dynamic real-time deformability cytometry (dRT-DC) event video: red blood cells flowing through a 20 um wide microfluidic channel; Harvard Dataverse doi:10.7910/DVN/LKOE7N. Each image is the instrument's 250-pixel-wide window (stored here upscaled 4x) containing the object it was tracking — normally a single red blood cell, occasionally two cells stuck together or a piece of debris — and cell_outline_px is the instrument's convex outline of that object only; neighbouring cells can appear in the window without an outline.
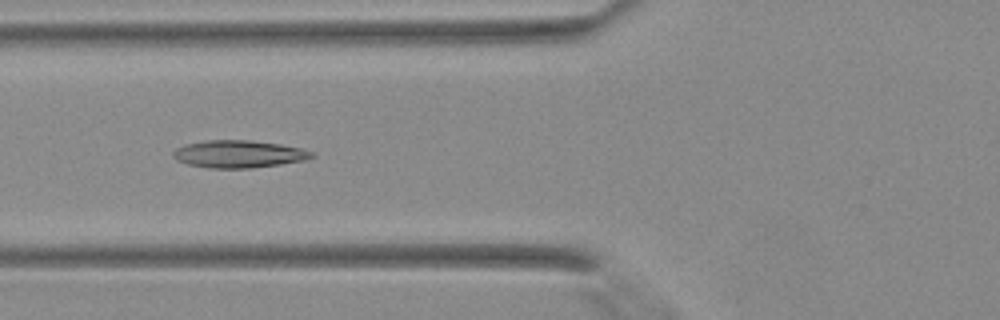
{"species": "Egyptian fruit bat (a non-hibernating species)", "species_latin": "Rousettus aegyptiacus", "temperature_condition": "warm", "stored_images_in_passage": 27, "camera_frame_rate_fps": 3000, "um_per_image_px": 0.085, "animal": {"sex": "female"}, "frame": {"image": 1, "passage_image": 6, "time_ms": 1.667, "image_size_px": [1000, 320], "cell_outline_px": [[316, 156], [308, 160], [252, 168], [208, 168], [188, 164], [176, 160], [172, 156], [172, 152], [176, 148], [184, 144], [208, 140], [252, 140], [280, 144], [300, 148], [312, 152]], "centroid_in_image_um": [20.29, 13.09], "position_along_channel_um": 105.5, "area_um2": 22.31}}
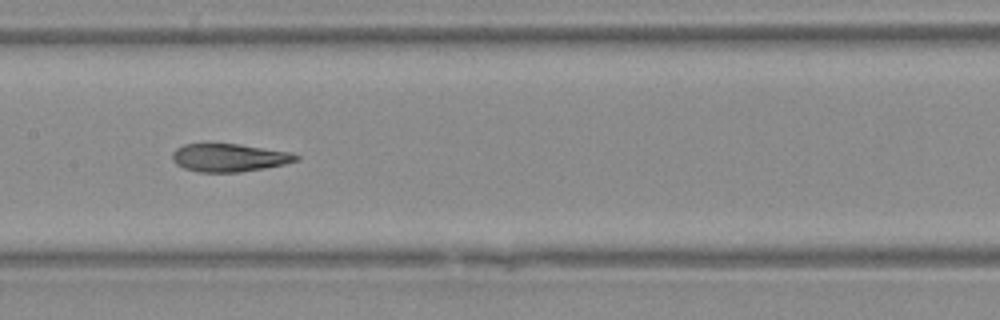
{"frame": {"image": 2, "passage_image": 11, "time_ms": 3.333, "image_size_px": [1000, 320], "cell_outline_px": [[300, 156], [296, 160], [284, 164], [264, 168], [236, 172], [200, 172], [184, 168], [176, 164], [172, 160], [172, 152], [176, 148], [184, 144], [236, 144], [292, 152]], "centroid_in_image_um": [19.45, 13.4], "position_along_channel_um": 187.9, "area_um2": 20.0}}
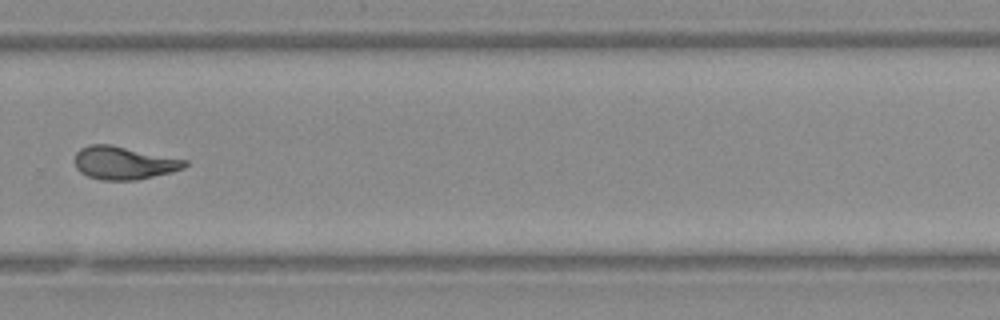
{"frame": {"image": 3, "passage_image": 19, "time_ms": 6.0, "image_size_px": [1000, 320], "cell_outline_px": [[188, 164], [184, 168], [172, 172], [136, 180], [100, 180], [88, 176], [80, 172], [76, 168], [76, 152], [80, 148], [88, 144], [112, 144], [188, 160]], "centroid_in_image_um": [10.54, 13.84], "position_along_channel_um": 319.3, "area_um2": 21.33}}